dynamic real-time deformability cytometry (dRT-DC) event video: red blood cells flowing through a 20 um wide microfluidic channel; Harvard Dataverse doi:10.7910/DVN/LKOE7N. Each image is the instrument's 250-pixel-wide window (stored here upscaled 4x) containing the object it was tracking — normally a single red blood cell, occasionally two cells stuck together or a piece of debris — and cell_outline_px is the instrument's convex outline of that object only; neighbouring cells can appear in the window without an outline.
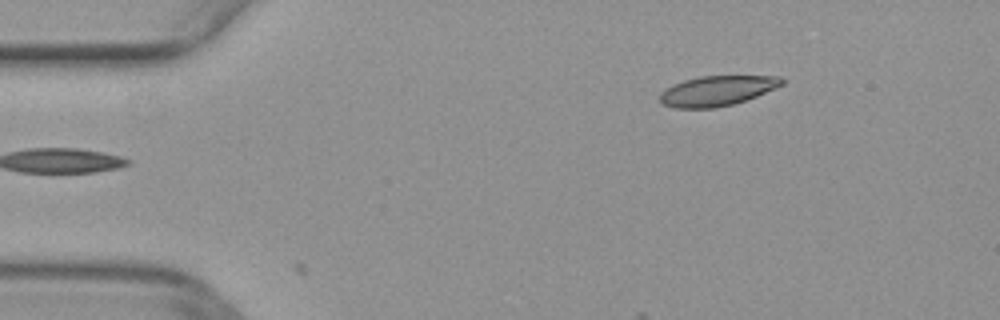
{"species": "common noctule bat (a hibernating species)", "species_latin": "Nyctalus noctula", "temperature_condition": "warm", "stored_images_in_passage": 4, "camera_frame_rate_fps": 3000, "um_per_image_px": 0.085, "animal": {"sex": "female", "body_mass_g": 29.2, "forearm_length_mm": 56.3}, "frame": {"image": 1, "passage_image": 1, "time_ms": 0.0, "image_size_px": [1000, 320], "cell_outline_px": [[784, 84], [756, 96], [732, 104], [716, 108], [676, 108], [664, 104], [660, 100], [660, 92], [672, 84], [684, 80], [700, 76], [780, 76], [784, 80]], "centroid_in_image_um": [60.93, 7.71], "position_along_channel_um": 24.1, "area_um2": 21.21}}